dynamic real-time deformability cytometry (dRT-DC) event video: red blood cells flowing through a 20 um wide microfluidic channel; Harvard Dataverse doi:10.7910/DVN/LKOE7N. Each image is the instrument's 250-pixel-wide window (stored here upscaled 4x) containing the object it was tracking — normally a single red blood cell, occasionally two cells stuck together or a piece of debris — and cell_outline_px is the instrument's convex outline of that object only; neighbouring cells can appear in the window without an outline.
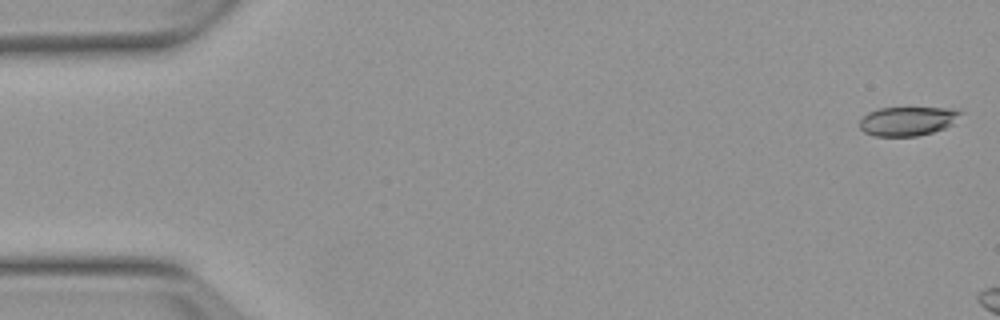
{"species": "Egyptian fruit bat (a non-hibernating species)", "species_latin": "Rousettus aegyptiacus", "temperature_condition": "warm", "stored_images_in_passage": 15, "camera_frame_rate_fps": 3000, "um_per_image_px": 0.085, "animal": {"sex": "female"}, "frame": {"image": 1, "passage_image": 1, "time_ms": 0.0, "image_size_px": [1000, 320], "cell_outline_px": [[964, 112], [952, 124], [944, 128], [932, 132], [916, 136], [872, 136], [864, 132], [860, 128], [860, 120], [868, 112], [880, 108], [948, 108]], "centroid_in_image_um": [77.13, 10.3], "position_along_channel_um": 7.9, "area_um2": 16.99}}
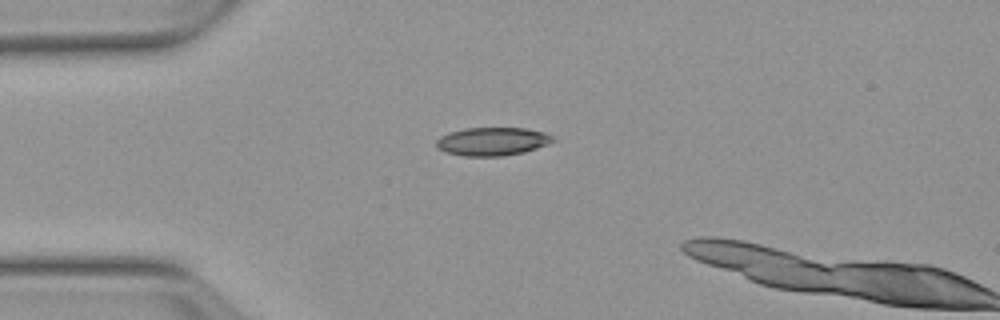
{"frame": {"image": 2, "passage_image": 13, "time_ms": 4.0, "image_size_px": [1000, 320], "cell_outline_px": [[556, 140], [548, 144], [524, 152], [504, 156], [464, 156], [444, 152], [436, 148], [436, 140], [440, 136], [448, 132], [464, 128], [524, 128], [544, 132], [552, 136]], "centroid_in_image_um": [41.81, 12.02], "position_along_channel_um": 43.2, "area_um2": 19.36}}